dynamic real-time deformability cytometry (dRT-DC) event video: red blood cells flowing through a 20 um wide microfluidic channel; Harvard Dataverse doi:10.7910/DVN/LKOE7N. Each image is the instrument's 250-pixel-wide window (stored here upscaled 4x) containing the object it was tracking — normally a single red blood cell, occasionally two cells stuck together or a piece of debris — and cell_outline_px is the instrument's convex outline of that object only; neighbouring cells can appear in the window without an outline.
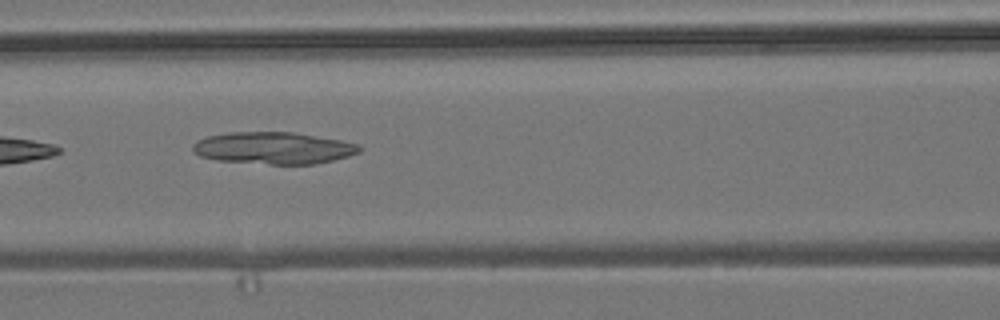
{"species": "common noctule bat (a hibernating species)", "species_latin": "Nyctalus noctula", "temperature_condition": "room temperature", "stored_images_in_passage": 5, "camera_frame_rate_fps": 3000, "um_per_image_px": 0.085, "animal": {"sex": "male", "body_mass_g": 19.2, "forearm_length_mm": 51.8}, "frame": {"image": 1, "passage_image": 4, "time_ms": 3.667, "image_size_px": [1000, 320], "cell_outline_px": [[364, 148], [360, 152], [348, 156], [316, 164], [268, 164], [220, 160], [200, 156], [192, 152], [192, 144], [196, 140], [208, 136], [228, 132], [292, 132], [340, 140], [360, 144]], "centroid_in_image_um": [23.25, 12.58], "position_along_channel_um": 143.3, "area_um2": 31.1}}
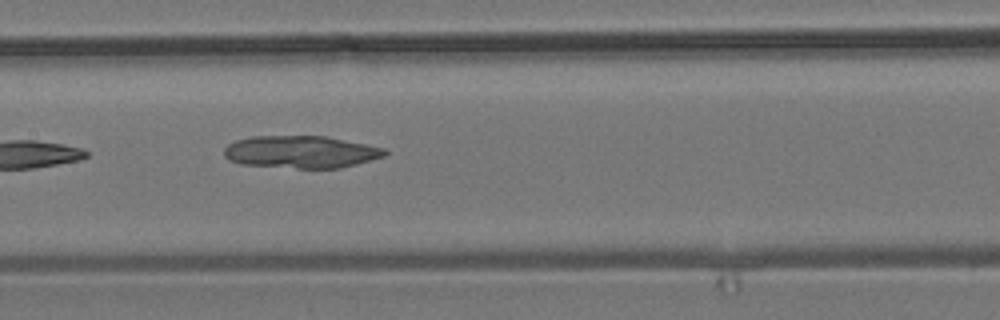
{"frame": {"image": 2, "passage_image": 5, "time_ms": 4.667, "image_size_px": [1000, 320], "cell_outline_px": [[388, 152], [384, 156], [356, 164], [340, 168], [296, 168], [240, 164], [228, 160], [224, 156], [224, 148], [228, 144], [236, 140], [252, 136], [324, 136], [384, 148]], "centroid_in_image_um": [25.53, 12.92], "position_along_channel_um": 181.9, "area_um2": 30.17}}